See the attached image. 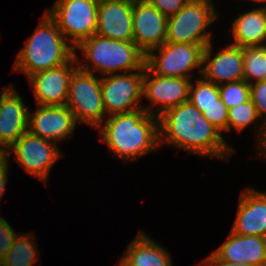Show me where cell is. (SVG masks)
<instances>
[{
	"mask_svg": "<svg viewBox=\"0 0 266 266\" xmlns=\"http://www.w3.org/2000/svg\"><path fill=\"white\" fill-rule=\"evenodd\" d=\"M158 118L160 147L167 142L169 146L200 156L227 161V156L233 152L221 132L189 101L168 109Z\"/></svg>",
	"mask_w": 266,
	"mask_h": 266,
	"instance_id": "obj_1",
	"label": "cell"
},
{
	"mask_svg": "<svg viewBox=\"0 0 266 266\" xmlns=\"http://www.w3.org/2000/svg\"><path fill=\"white\" fill-rule=\"evenodd\" d=\"M103 124L101 141L120 159L132 161L160 147L159 118L144 109L111 115Z\"/></svg>",
	"mask_w": 266,
	"mask_h": 266,
	"instance_id": "obj_2",
	"label": "cell"
},
{
	"mask_svg": "<svg viewBox=\"0 0 266 266\" xmlns=\"http://www.w3.org/2000/svg\"><path fill=\"white\" fill-rule=\"evenodd\" d=\"M37 29L17 54L14 71L29 77L40 71L68 63L75 56V47L69 46L56 22L45 12Z\"/></svg>",
	"mask_w": 266,
	"mask_h": 266,
	"instance_id": "obj_3",
	"label": "cell"
},
{
	"mask_svg": "<svg viewBox=\"0 0 266 266\" xmlns=\"http://www.w3.org/2000/svg\"><path fill=\"white\" fill-rule=\"evenodd\" d=\"M75 48L80 49L85 62L77 66L86 72L100 71L104 76L117 71L134 72L145 66L146 54L134 43L109 39L98 34L82 40Z\"/></svg>",
	"mask_w": 266,
	"mask_h": 266,
	"instance_id": "obj_4",
	"label": "cell"
},
{
	"mask_svg": "<svg viewBox=\"0 0 266 266\" xmlns=\"http://www.w3.org/2000/svg\"><path fill=\"white\" fill-rule=\"evenodd\" d=\"M217 17L211 0H190L168 17L166 42L208 45L211 33L204 31Z\"/></svg>",
	"mask_w": 266,
	"mask_h": 266,
	"instance_id": "obj_5",
	"label": "cell"
},
{
	"mask_svg": "<svg viewBox=\"0 0 266 266\" xmlns=\"http://www.w3.org/2000/svg\"><path fill=\"white\" fill-rule=\"evenodd\" d=\"M66 106L77 122L101 128L106 113L101 94V78L77 67L69 80Z\"/></svg>",
	"mask_w": 266,
	"mask_h": 266,
	"instance_id": "obj_6",
	"label": "cell"
},
{
	"mask_svg": "<svg viewBox=\"0 0 266 266\" xmlns=\"http://www.w3.org/2000/svg\"><path fill=\"white\" fill-rule=\"evenodd\" d=\"M207 45L165 42L146 54L145 65L155 74L188 78L199 68L202 74L203 51ZM159 51V55L155 52Z\"/></svg>",
	"mask_w": 266,
	"mask_h": 266,
	"instance_id": "obj_7",
	"label": "cell"
},
{
	"mask_svg": "<svg viewBox=\"0 0 266 266\" xmlns=\"http://www.w3.org/2000/svg\"><path fill=\"white\" fill-rule=\"evenodd\" d=\"M99 0H57L47 14L76 47L96 33Z\"/></svg>",
	"mask_w": 266,
	"mask_h": 266,
	"instance_id": "obj_8",
	"label": "cell"
},
{
	"mask_svg": "<svg viewBox=\"0 0 266 266\" xmlns=\"http://www.w3.org/2000/svg\"><path fill=\"white\" fill-rule=\"evenodd\" d=\"M144 67L137 72L117 73L101 77V94L109 116L143 109L140 105Z\"/></svg>",
	"mask_w": 266,
	"mask_h": 266,
	"instance_id": "obj_9",
	"label": "cell"
},
{
	"mask_svg": "<svg viewBox=\"0 0 266 266\" xmlns=\"http://www.w3.org/2000/svg\"><path fill=\"white\" fill-rule=\"evenodd\" d=\"M10 152L14 153L15 160L24 171L43 180L44 183L48 180L47 176L54 162L62 156L54 141L40 138L29 131L4 153L7 159Z\"/></svg>",
	"mask_w": 266,
	"mask_h": 266,
	"instance_id": "obj_10",
	"label": "cell"
},
{
	"mask_svg": "<svg viewBox=\"0 0 266 266\" xmlns=\"http://www.w3.org/2000/svg\"><path fill=\"white\" fill-rule=\"evenodd\" d=\"M190 84L191 81L188 78L157 75L145 65L142 96L154 103L155 107L156 105L158 107L155 108L151 104V106L143 107V109L149 114L159 117L168 109L189 100ZM152 107L154 111L151 110Z\"/></svg>",
	"mask_w": 266,
	"mask_h": 266,
	"instance_id": "obj_11",
	"label": "cell"
},
{
	"mask_svg": "<svg viewBox=\"0 0 266 266\" xmlns=\"http://www.w3.org/2000/svg\"><path fill=\"white\" fill-rule=\"evenodd\" d=\"M168 17L145 0H133V42L147 54L166 42Z\"/></svg>",
	"mask_w": 266,
	"mask_h": 266,
	"instance_id": "obj_12",
	"label": "cell"
},
{
	"mask_svg": "<svg viewBox=\"0 0 266 266\" xmlns=\"http://www.w3.org/2000/svg\"><path fill=\"white\" fill-rule=\"evenodd\" d=\"M35 112L29 110L28 131L56 144L72 137L77 121L66 105H37Z\"/></svg>",
	"mask_w": 266,
	"mask_h": 266,
	"instance_id": "obj_13",
	"label": "cell"
},
{
	"mask_svg": "<svg viewBox=\"0 0 266 266\" xmlns=\"http://www.w3.org/2000/svg\"><path fill=\"white\" fill-rule=\"evenodd\" d=\"M78 62L81 63L75 54L62 66L40 71L28 77L37 105H66L69 80L78 67L73 64Z\"/></svg>",
	"mask_w": 266,
	"mask_h": 266,
	"instance_id": "obj_14",
	"label": "cell"
},
{
	"mask_svg": "<svg viewBox=\"0 0 266 266\" xmlns=\"http://www.w3.org/2000/svg\"><path fill=\"white\" fill-rule=\"evenodd\" d=\"M0 96V153H5L28 131L29 109L13 87H3Z\"/></svg>",
	"mask_w": 266,
	"mask_h": 266,
	"instance_id": "obj_15",
	"label": "cell"
},
{
	"mask_svg": "<svg viewBox=\"0 0 266 266\" xmlns=\"http://www.w3.org/2000/svg\"><path fill=\"white\" fill-rule=\"evenodd\" d=\"M211 50L212 42L204 48L200 77L216 85L244 80L243 47L229 44L213 58Z\"/></svg>",
	"mask_w": 266,
	"mask_h": 266,
	"instance_id": "obj_16",
	"label": "cell"
},
{
	"mask_svg": "<svg viewBox=\"0 0 266 266\" xmlns=\"http://www.w3.org/2000/svg\"><path fill=\"white\" fill-rule=\"evenodd\" d=\"M133 0H99L96 34L133 42Z\"/></svg>",
	"mask_w": 266,
	"mask_h": 266,
	"instance_id": "obj_17",
	"label": "cell"
},
{
	"mask_svg": "<svg viewBox=\"0 0 266 266\" xmlns=\"http://www.w3.org/2000/svg\"><path fill=\"white\" fill-rule=\"evenodd\" d=\"M233 233L266 237V193L247 189L241 193Z\"/></svg>",
	"mask_w": 266,
	"mask_h": 266,
	"instance_id": "obj_18",
	"label": "cell"
},
{
	"mask_svg": "<svg viewBox=\"0 0 266 266\" xmlns=\"http://www.w3.org/2000/svg\"><path fill=\"white\" fill-rule=\"evenodd\" d=\"M213 253L231 263L266 266V237L239 235L231 231L227 240Z\"/></svg>",
	"mask_w": 266,
	"mask_h": 266,
	"instance_id": "obj_19",
	"label": "cell"
},
{
	"mask_svg": "<svg viewBox=\"0 0 266 266\" xmlns=\"http://www.w3.org/2000/svg\"><path fill=\"white\" fill-rule=\"evenodd\" d=\"M232 45L238 47L266 45V7L260 6L243 15L233 22ZM264 43V44H263Z\"/></svg>",
	"mask_w": 266,
	"mask_h": 266,
	"instance_id": "obj_20",
	"label": "cell"
},
{
	"mask_svg": "<svg viewBox=\"0 0 266 266\" xmlns=\"http://www.w3.org/2000/svg\"><path fill=\"white\" fill-rule=\"evenodd\" d=\"M123 257L130 266H172L170 254L141 232L129 244Z\"/></svg>",
	"mask_w": 266,
	"mask_h": 266,
	"instance_id": "obj_21",
	"label": "cell"
},
{
	"mask_svg": "<svg viewBox=\"0 0 266 266\" xmlns=\"http://www.w3.org/2000/svg\"><path fill=\"white\" fill-rule=\"evenodd\" d=\"M18 235L20 234L18 233L14 238L6 257L0 262V266H32L36 263L38 253L33 237L29 234Z\"/></svg>",
	"mask_w": 266,
	"mask_h": 266,
	"instance_id": "obj_22",
	"label": "cell"
},
{
	"mask_svg": "<svg viewBox=\"0 0 266 266\" xmlns=\"http://www.w3.org/2000/svg\"><path fill=\"white\" fill-rule=\"evenodd\" d=\"M244 80L251 84L266 80V45L243 47Z\"/></svg>",
	"mask_w": 266,
	"mask_h": 266,
	"instance_id": "obj_23",
	"label": "cell"
},
{
	"mask_svg": "<svg viewBox=\"0 0 266 266\" xmlns=\"http://www.w3.org/2000/svg\"><path fill=\"white\" fill-rule=\"evenodd\" d=\"M201 113L202 108L220 104L218 85L205 80L203 77L190 84L189 100Z\"/></svg>",
	"mask_w": 266,
	"mask_h": 266,
	"instance_id": "obj_24",
	"label": "cell"
},
{
	"mask_svg": "<svg viewBox=\"0 0 266 266\" xmlns=\"http://www.w3.org/2000/svg\"><path fill=\"white\" fill-rule=\"evenodd\" d=\"M250 99L254 106L257 109V113L259 117L264 118L262 120L263 124H261V132L258 137L259 144L257 145L258 148H261V155L262 157H266V80L265 81H259V82H252L250 84Z\"/></svg>",
	"mask_w": 266,
	"mask_h": 266,
	"instance_id": "obj_25",
	"label": "cell"
},
{
	"mask_svg": "<svg viewBox=\"0 0 266 266\" xmlns=\"http://www.w3.org/2000/svg\"><path fill=\"white\" fill-rule=\"evenodd\" d=\"M220 98L231 109L250 100V84L245 80L218 85Z\"/></svg>",
	"mask_w": 266,
	"mask_h": 266,
	"instance_id": "obj_26",
	"label": "cell"
},
{
	"mask_svg": "<svg viewBox=\"0 0 266 266\" xmlns=\"http://www.w3.org/2000/svg\"><path fill=\"white\" fill-rule=\"evenodd\" d=\"M259 120L257 109L252 103L251 99L247 102H243L231 109H228V125L227 131H230L231 127L235 128L238 132H241L248 125Z\"/></svg>",
	"mask_w": 266,
	"mask_h": 266,
	"instance_id": "obj_27",
	"label": "cell"
},
{
	"mask_svg": "<svg viewBox=\"0 0 266 266\" xmlns=\"http://www.w3.org/2000/svg\"><path fill=\"white\" fill-rule=\"evenodd\" d=\"M203 116L214 125L221 133L227 132L228 109L220 98V104H213L209 107L202 108Z\"/></svg>",
	"mask_w": 266,
	"mask_h": 266,
	"instance_id": "obj_28",
	"label": "cell"
},
{
	"mask_svg": "<svg viewBox=\"0 0 266 266\" xmlns=\"http://www.w3.org/2000/svg\"><path fill=\"white\" fill-rule=\"evenodd\" d=\"M16 233L3 217L0 218V262L6 257Z\"/></svg>",
	"mask_w": 266,
	"mask_h": 266,
	"instance_id": "obj_29",
	"label": "cell"
},
{
	"mask_svg": "<svg viewBox=\"0 0 266 266\" xmlns=\"http://www.w3.org/2000/svg\"><path fill=\"white\" fill-rule=\"evenodd\" d=\"M157 8L163 15L170 17L177 14L190 0H145Z\"/></svg>",
	"mask_w": 266,
	"mask_h": 266,
	"instance_id": "obj_30",
	"label": "cell"
},
{
	"mask_svg": "<svg viewBox=\"0 0 266 266\" xmlns=\"http://www.w3.org/2000/svg\"><path fill=\"white\" fill-rule=\"evenodd\" d=\"M8 160L4 153H0V200L5 191L8 176Z\"/></svg>",
	"mask_w": 266,
	"mask_h": 266,
	"instance_id": "obj_31",
	"label": "cell"
},
{
	"mask_svg": "<svg viewBox=\"0 0 266 266\" xmlns=\"http://www.w3.org/2000/svg\"><path fill=\"white\" fill-rule=\"evenodd\" d=\"M203 264L209 266H254L247 263H231L219 259L214 253H212L207 259L203 261Z\"/></svg>",
	"mask_w": 266,
	"mask_h": 266,
	"instance_id": "obj_32",
	"label": "cell"
},
{
	"mask_svg": "<svg viewBox=\"0 0 266 266\" xmlns=\"http://www.w3.org/2000/svg\"><path fill=\"white\" fill-rule=\"evenodd\" d=\"M119 266H130V264L125 260V258L122 256L119 262Z\"/></svg>",
	"mask_w": 266,
	"mask_h": 266,
	"instance_id": "obj_33",
	"label": "cell"
},
{
	"mask_svg": "<svg viewBox=\"0 0 266 266\" xmlns=\"http://www.w3.org/2000/svg\"><path fill=\"white\" fill-rule=\"evenodd\" d=\"M254 2H258V3H261V2H265L266 3V0H253ZM263 7H266V5H263Z\"/></svg>",
	"mask_w": 266,
	"mask_h": 266,
	"instance_id": "obj_34",
	"label": "cell"
}]
</instances>
